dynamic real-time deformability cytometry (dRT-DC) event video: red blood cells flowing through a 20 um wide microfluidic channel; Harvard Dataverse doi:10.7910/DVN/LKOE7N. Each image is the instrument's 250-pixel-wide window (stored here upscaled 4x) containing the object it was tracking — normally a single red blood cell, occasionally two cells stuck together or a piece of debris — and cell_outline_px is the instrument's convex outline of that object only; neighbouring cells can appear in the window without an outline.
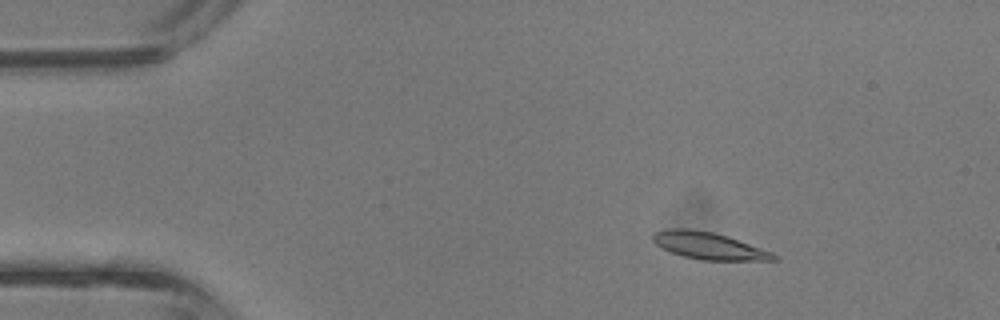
{"species": "common noctule bat (a hibernating species)", "species_latin": "Nyctalus noctula", "temperature_condition": "room temperature", "stored_images_in_passage": 43, "camera_frame_rate_fps": 3000, "um_per_image_px": 0.085, "animal": {"sex": "male", "body_mass_g": 13.3}, "frame": {"image": 1, "passage_image": 7, "time_ms": 2.0, "image_size_px": [1000, 320], "cell_outline_px": [[780, 260], [700, 260], [684, 256], [672, 252], [656, 244], [652, 240], [652, 232], [672, 228], [688, 228], [712, 232], [772, 252]], "centroid_in_image_um": [60.19, 20.89], "position_along_channel_um": 24.8, "area_um2": 18.61}}
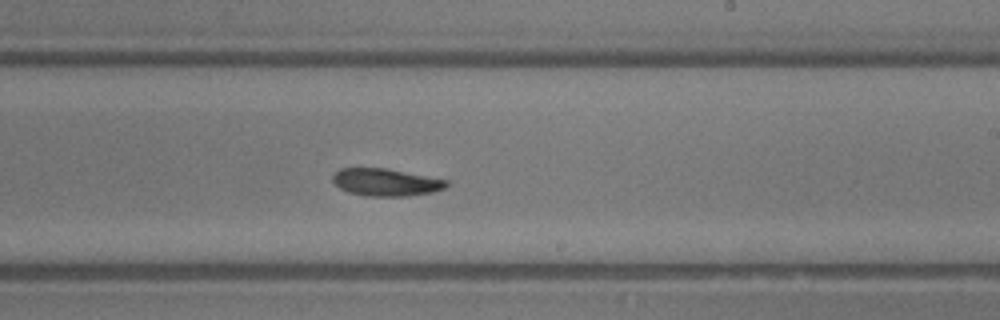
{"frame": {"image": 2, "passage_image": 26, "time_ms": 8.333, "image_size_px": [1000, 320], "cell_outline_px": [[448, 184], [444, 188], [432, 192], [408, 196], [364, 196], [348, 192], [340, 188], [332, 180], [332, 176], [340, 168], [384, 168], [448, 180]], "centroid_in_image_um": [32.77, 15.5], "position_along_channel_um": 256.2, "area_um2": 18.03}}
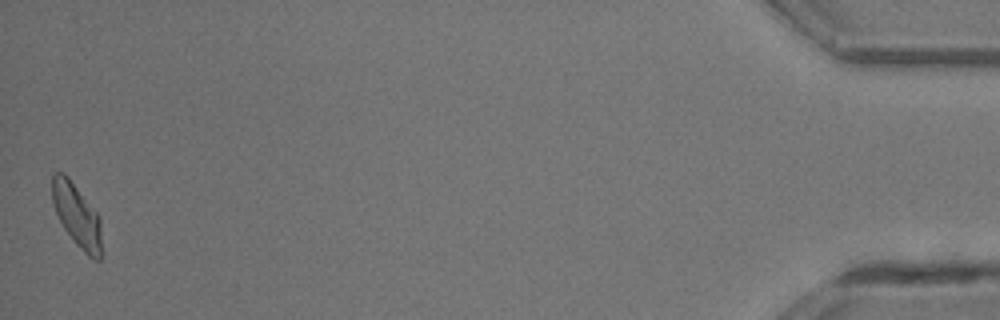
{"frame": {"image": 3, "passage_image": 43, "time_ms": 14.0, "image_size_px": [1000, 320], "cell_outline_px": [[100, 260], [92, 260], [76, 244], [64, 228], [56, 212], [52, 200], [52, 176], [56, 172], [64, 172], [68, 176], [100, 216]], "centroid_in_image_um": [6.53, 18.29], "position_along_channel_um": 428.7, "area_um2": 17.98}, "authors_computed_cell_mechanics": {"area_um2": 18.6116, "velocity_mm_per_s": 4.7974, "shape_relaxation_time_tau1_ms": 2.7502, "shape_relaxation_time_tau2_ms": null, "deformation_change_tau1": 0.1153, "deformation_change_tau2": null}}